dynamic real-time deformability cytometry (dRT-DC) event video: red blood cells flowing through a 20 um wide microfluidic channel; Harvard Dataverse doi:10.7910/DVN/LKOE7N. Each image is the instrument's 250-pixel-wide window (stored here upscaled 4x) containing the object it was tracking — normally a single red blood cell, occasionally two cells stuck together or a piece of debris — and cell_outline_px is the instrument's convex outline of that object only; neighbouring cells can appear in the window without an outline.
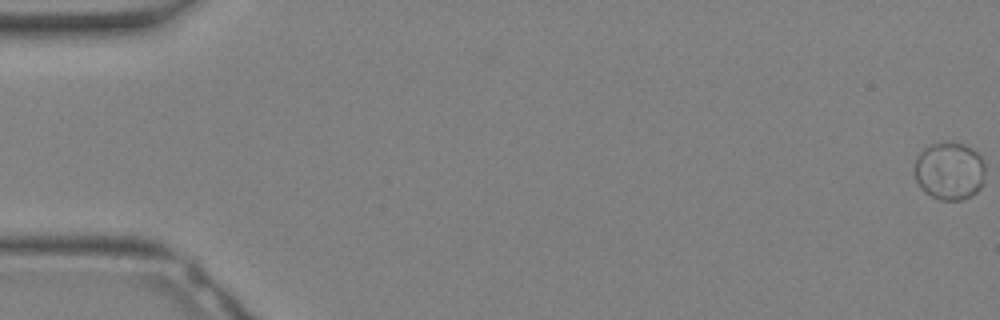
{"species": "Egyptian fruit bat (a non-hibernating species)", "species_latin": "Rousettus aegyptiacus", "temperature_condition": "warm", "stored_images_in_passage": 12, "camera_frame_rate_fps": 3000, "um_per_image_px": 0.085, "animal": {"sex": "female"}, "frame": {"image": 1, "passage_image": 1, "time_ms": 0.0, "image_size_px": [1000, 320], "cell_outline_px": [[984, 172], [980, 188], [976, 192], [960, 200], [940, 200], [924, 192], [916, 180], [916, 156], [924, 148], [932, 144], [964, 144], [972, 148], [980, 156], [984, 164]], "centroid_in_image_um": [80.7, 14.55], "position_along_channel_um": 4.3, "area_um2": 23.29}}
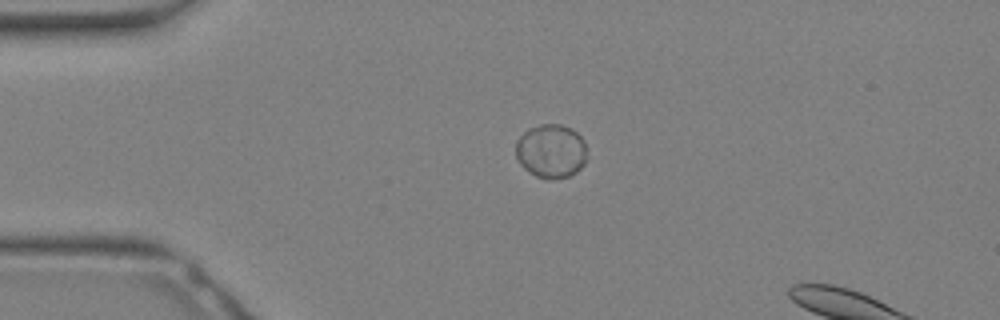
{"frame": {"image": 2, "passage_image": 9, "time_ms": 2.667, "image_size_px": [1000, 320], "cell_outline_px": [[584, 164], [576, 172], [568, 176], [548, 180], [536, 176], [528, 172], [520, 164], [516, 156], [516, 140], [528, 128], [540, 124], [560, 124], [572, 128], [584, 140]], "centroid_in_image_um": [46.8, 12.84], "position_along_channel_um": 38.2, "area_um2": 22.31}}